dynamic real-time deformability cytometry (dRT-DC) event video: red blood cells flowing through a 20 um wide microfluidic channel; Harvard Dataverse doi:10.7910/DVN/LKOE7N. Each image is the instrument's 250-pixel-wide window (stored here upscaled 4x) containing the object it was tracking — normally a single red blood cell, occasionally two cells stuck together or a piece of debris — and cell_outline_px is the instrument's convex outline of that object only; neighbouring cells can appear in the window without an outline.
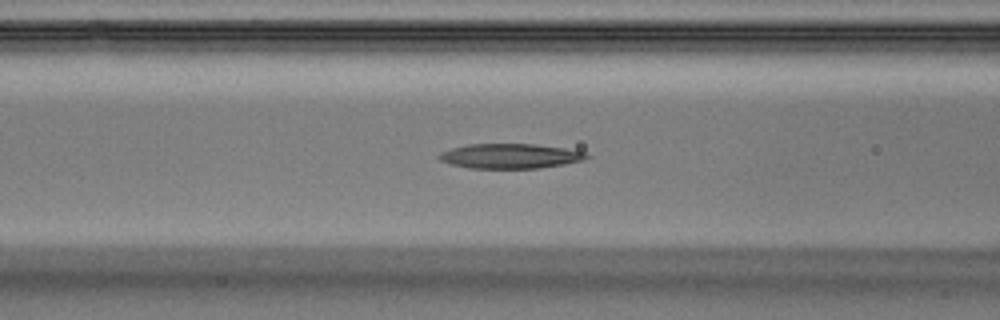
{"species": "Egyptian fruit bat (a non-hibernating species)", "species_latin": "Rousettus aegyptiacus", "temperature_condition": "warm", "stored_images_in_passage": 31, "camera_frame_rate_fps": 3000, "um_per_image_px": 0.085, "animal": {"sex": "male"}, "frame": {"image": 1, "passage_image": 7, "time_ms": 2.0, "image_size_px": [1000, 320], "cell_outline_px": [[592, 156], [584, 160], [564, 164], [540, 168], [468, 168], [452, 164], [440, 160], [436, 156], [440, 152], [452, 148], [468, 144], [532, 144], [564, 148], [584, 152]], "centroid_in_image_um": [43.36, 13.26], "position_along_channel_um": 123.2, "area_um2": 21.27}}
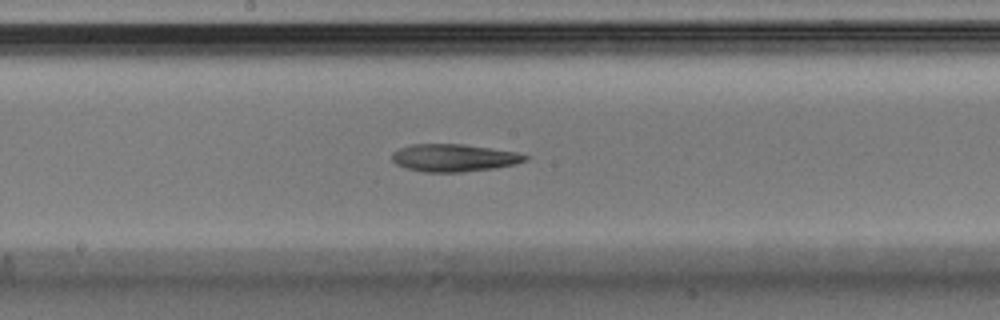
{"frame": {"image": 2, "passage_image": 12, "time_ms": 3.667, "image_size_px": [1000, 320], "cell_outline_px": [[528, 160], [516, 164], [492, 168], [460, 172], [424, 172], [408, 168], [396, 164], [392, 160], [392, 152], [400, 148], [412, 144], [464, 144], [516, 152], [528, 156]], "centroid_in_image_um": [38.58, 13.41], "position_along_channel_um": 209.6, "area_um2": 21.21}}
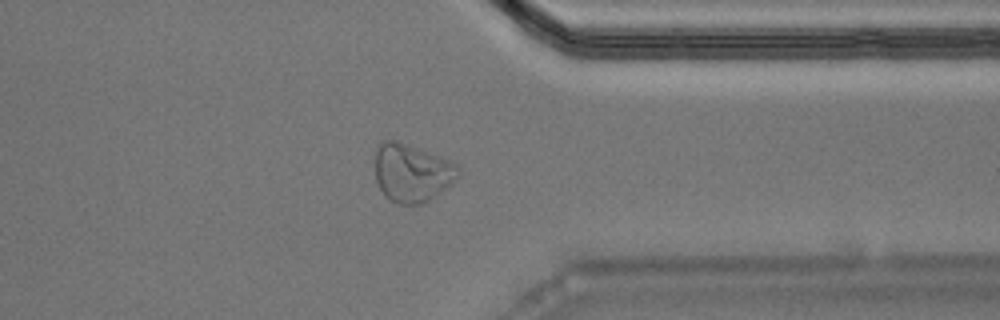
{"frame": {"image": 3, "passage_image": 22, "time_ms": 7.0, "image_size_px": [1000, 320], "cell_outline_px": [[460, 172], [444, 188], [424, 204], [400, 204], [392, 200], [380, 188], [376, 180], [376, 144], [380, 140], [392, 140], [452, 160], [460, 168]], "centroid_in_image_um": [34.99, 14.67], "position_along_channel_um": 376.4, "area_um2": 27.57}}